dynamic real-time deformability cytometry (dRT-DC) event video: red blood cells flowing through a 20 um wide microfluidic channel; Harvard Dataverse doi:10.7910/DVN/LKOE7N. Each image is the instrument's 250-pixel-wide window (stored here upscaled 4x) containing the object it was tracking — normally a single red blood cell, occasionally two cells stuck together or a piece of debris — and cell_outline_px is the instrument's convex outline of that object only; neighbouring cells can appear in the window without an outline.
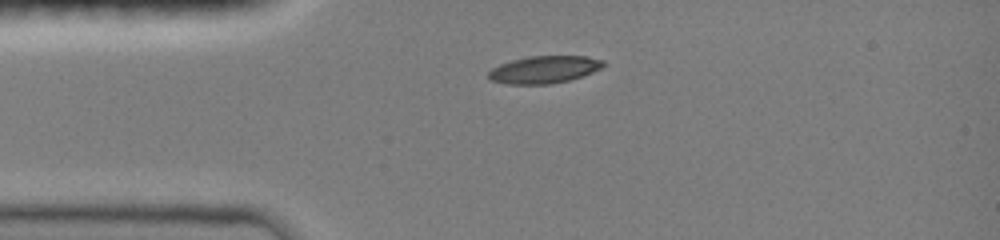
{"species": "common noctule bat (a hibernating species)", "species_latin": "Nyctalus noctula", "temperature_condition": "room temperature", "stored_images_in_passage": 34, "camera_frame_rate_fps": 3000, "um_per_image_px": 0.085, "animal": {"sex": "female", "body_mass_g": 19.0, "forearm_length_mm": 51.5}, "frame": {"image": 1, "passage_image": 1, "time_ms": 0.0, "image_size_px": [1000, 240], "cell_outline_px": [[604, 64], [600, 68], [592, 72], [568, 80], [548, 84], [508, 84], [488, 80], [488, 72], [492, 68], [500, 64], [512, 60], [528, 56], [588, 56], [604, 60]], "centroid_in_image_um": [46.21, 5.91], "position_along_channel_um": 38.8, "area_um2": 18.21}}
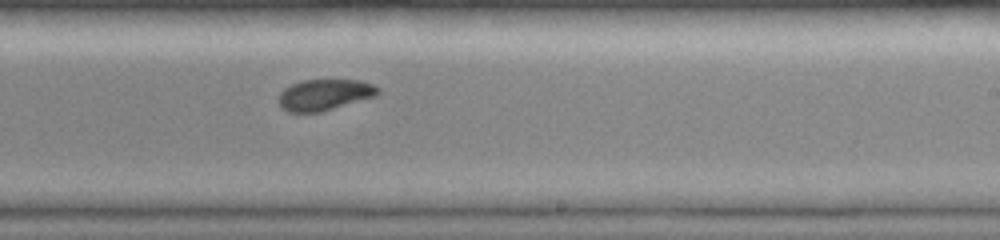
{"frame": {"image": 2, "passage_image": 19, "time_ms": 6.0, "image_size_px": [1000, 240], "cell_outline_px": [[380, 92], [376, 96], [320, 112], [288, 112], [280, 108], [280, 92], [284, 88], [292, 84], [304, 80], [360, 80], [372, 84], [380, 88]], "centroid_in_image_um": [27.59, 8.05], "position_along_channel_um": 261.4, "area_um2": 17.92}}
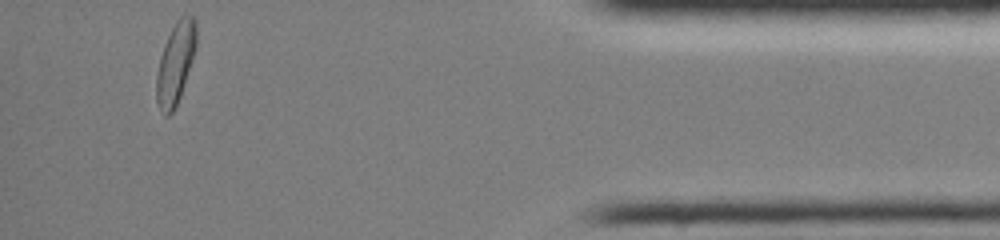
{"frame": {"image": 3, "passage_image": 34, "time_ms": 11.0, "image_size_px": [1000, 240], "cell_outline_px": [[196, 48], [180, 96], [172, 112], [168, 116], [164, 116], [156, 100], [156, 76], [160, 56], [164, 44], [176, 20], [180, 16], [192, 16], [196, 20]], "centroid_in_image_um": [14.91, 5.36], "position_along_channel_um": 420.3, "area_um2": 18.67}, "authors_computed_cell_mechanics": {"area_um2": 18.5538, "velocity_mm_per_s": 4.056, "shape_relaxation_time_tau1_ms": 5.8486, "shape_relaxation_time_tau2_ms": null, "deformation_change_tau1": 0.1532, "deformation_change_tau2": null}}